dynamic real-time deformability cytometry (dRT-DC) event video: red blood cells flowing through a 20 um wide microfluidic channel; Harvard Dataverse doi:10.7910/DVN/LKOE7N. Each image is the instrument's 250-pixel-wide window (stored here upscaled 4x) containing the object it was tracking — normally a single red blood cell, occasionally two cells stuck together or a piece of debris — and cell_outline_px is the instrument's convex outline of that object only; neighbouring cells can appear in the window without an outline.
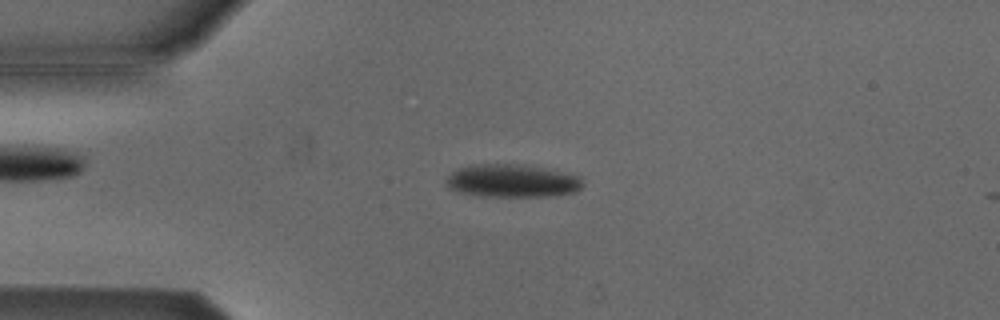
{"species": "Egyptian fruit bat (a non-hibernating species)", "species_latin": "Rousettus aegyptiacus", "temperature_condition": "cold", "stored_images_in_passage": 9, "camera_frame_rate_fps": 3000, "um_per_image_px": 0.085, "animal": {"sex": "male"}, "frame": {"image": 1, "passage_image": 6, "time_ms": 1.667, "image_size_px": [1000, 320], "cell_outline_px": [[584, 184], [576, 192], [552, 196], [476, 196], [460, 192], [448, 188], [444, 180], [452, 172], [460, 168], [472, 164], [508, 164], [540, 168], [580, 176]], "centroid_in_image_um": [43.49, 15.39], "position_along_channel_um": 41.5, "area_um2": 26.01}}